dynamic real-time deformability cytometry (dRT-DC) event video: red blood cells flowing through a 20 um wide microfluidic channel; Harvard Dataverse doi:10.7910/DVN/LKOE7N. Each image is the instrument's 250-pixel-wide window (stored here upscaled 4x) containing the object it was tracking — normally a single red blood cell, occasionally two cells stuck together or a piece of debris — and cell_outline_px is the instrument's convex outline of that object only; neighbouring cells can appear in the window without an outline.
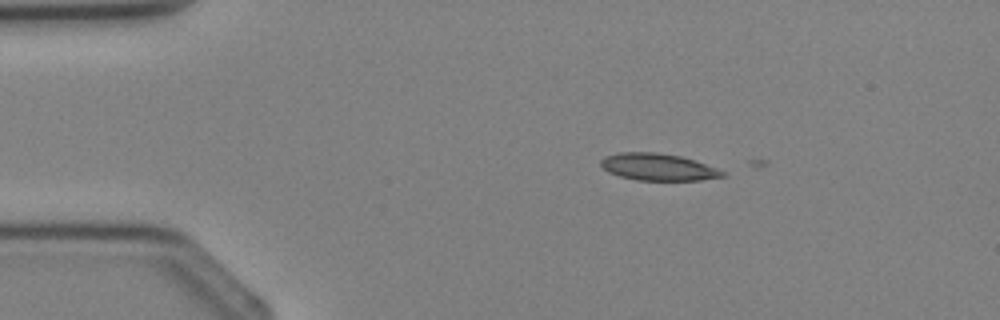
{"species": "Egyptian fruit bat (a non-hibernating species)", "species_latin": "Rousettus aegyptiacus", "temperature_condition": "cold", "stored_images_in_passage": 3, "camera_frame_rate_fps": 3000, "um_per_image_px": 0.085, "animal": {"sex": "female"}, "frame": {"image": 1, "passage_image": 1, "time_ms": 0.0, "image_size_px": [1000, 320], "cell_outline_px": [[728, 176], [700, 180], [636, 180], [620, 176], [608, 172], [600, 164], [600, 160], [604, 156], [616, 152], [656, 152], [680, 156], [728, 172]], "centroid_in_image_um": [55.93, 14.19], "position_along_channel_um": 29.1, "area_um2": 19.19}}